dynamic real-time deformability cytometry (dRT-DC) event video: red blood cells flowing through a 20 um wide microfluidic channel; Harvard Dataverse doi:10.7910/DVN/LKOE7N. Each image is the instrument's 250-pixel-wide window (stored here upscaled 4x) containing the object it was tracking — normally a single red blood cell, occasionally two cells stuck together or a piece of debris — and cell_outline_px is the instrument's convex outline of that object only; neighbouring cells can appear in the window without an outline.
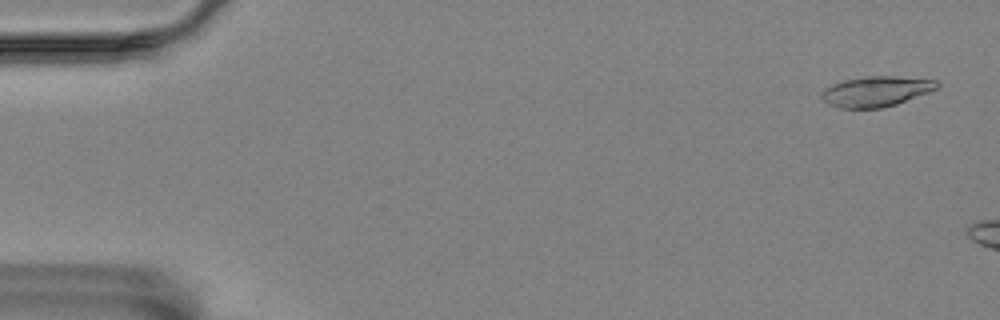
{"species": "Egyptian fruit bat (a non-hibernating species)", "species_latin": "Rousettus aegyptiacus", "temperature_condition": "room temperature", "stored_images_in_passage": 14, "camera_frame_rate_fps": 3000, "um_per_image_px": 0.085, "animal": {"sex": "female"}, "frame": {"image": 1, "passage_image": 3, "time_ms": 0.667, "image_size_px": [1000, 320], "cell_outline_px": [[940, 84], [936, 88], [928, 92], [896, 104], [880, 108], [840, 108], [828, 104], [820, 96], [820, 92], [824, 88], [832, 84], [844, 80], [868, 76], [892, 76], [936, 80]], "centroid_in_image_um": [74.42, 7.77], "position_along_channel_um": 10.6, "area_um2": 20.23}}